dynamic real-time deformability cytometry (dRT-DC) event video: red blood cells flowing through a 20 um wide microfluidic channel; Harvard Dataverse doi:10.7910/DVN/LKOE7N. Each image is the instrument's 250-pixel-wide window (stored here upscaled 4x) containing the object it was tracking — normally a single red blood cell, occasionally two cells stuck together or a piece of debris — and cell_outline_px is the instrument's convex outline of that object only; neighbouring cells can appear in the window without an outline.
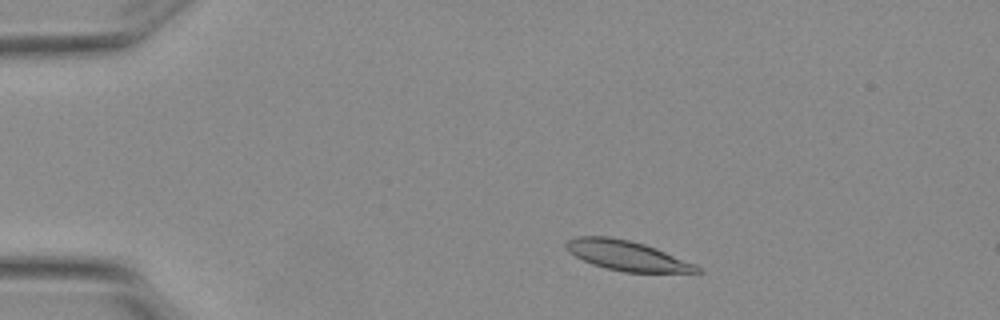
{"species": "Egyptian fruit bat (a non-hibernating species)", "species_latin": "Rousettus aegyptiacus", "temperature_condition": "warm", "stored_images_in_passage": 4, "camera_frame_rate_fps": 3000, "um_per_image_px": 0.085, "animal": {"sex": "female"}, "frame": {"image": 1, "passage_image": 2, "time_ms": 0.333, "image_size_px": [1000, 320], "cell_outline_px": [[704, 272], [624, 272], [604, 268], [592, 264], [568, 252], [564, 244], [568, 240], [576, 236], [608, 236], [628, 240], [644, 244], [656, 248], [696, 264]], "centroid_in_image_um": [53.27, 21.72], "position_along_channel_um": 31.7, "area_um2": 22.72}}